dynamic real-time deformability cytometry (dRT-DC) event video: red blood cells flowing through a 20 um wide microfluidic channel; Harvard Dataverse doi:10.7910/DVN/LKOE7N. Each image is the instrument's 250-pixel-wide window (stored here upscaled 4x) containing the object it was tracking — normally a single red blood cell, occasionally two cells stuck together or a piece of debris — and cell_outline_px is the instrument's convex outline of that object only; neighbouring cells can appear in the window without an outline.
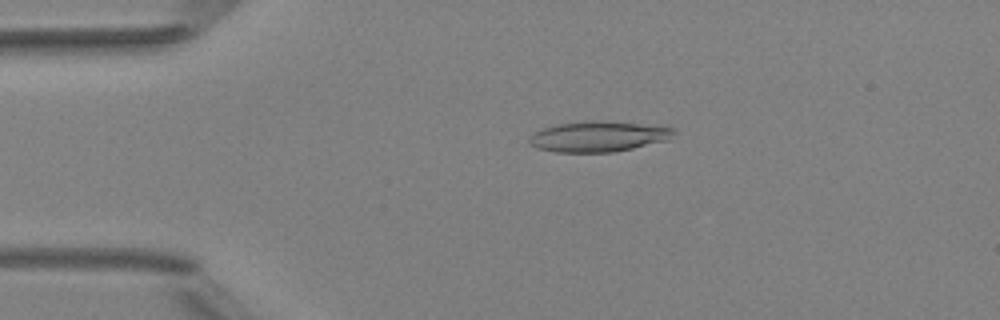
{"species": "Egyptian fruit bat (a non-hibernating species)", "species_latin": "Rousettus aegyptiacus", "temperature_condition": "room temperature", "stored_images_in_passage": 5, "camera_frame_rate_fps": 3000, "um_per_image_px": 0.085, "animal": {"sex": "female"}, "frame": {"image": 1, "passage_image": 3, "time_ms": 2.667, "image_size_px": [1000, 320], "cell_outline_px": [[676, 132], [668, 140], [632, 148], [612, 152], [556, 152], [536, 148], [528, 144], [528, 140], [536, 132], [544, 128], [556, 124], [584, 120], [596, 120], [640, 124], [672, 128]], "centroid_in_image_um": [50.82, 11.6], "position_along_channel_um": 34.2, "area_um2": 25.55}}
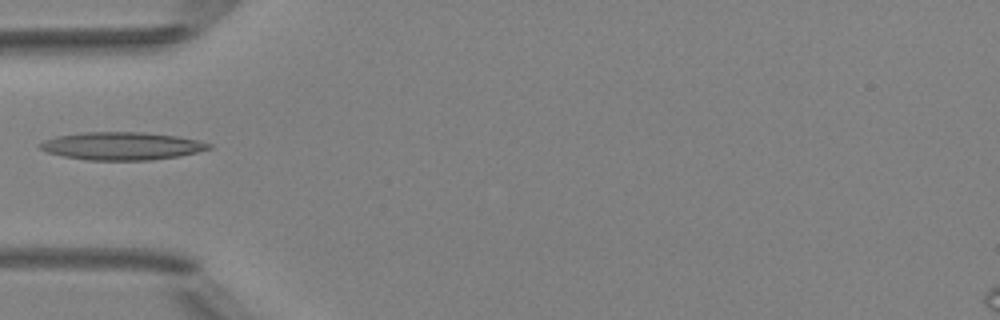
{"frame": {"image": 2, "passage_image": 5, "time_ms": 4.667, "image_size_px": [1000, 320], "cell_outline_px": [[212, 148], [180, 156], [148, 160], [88, 160], [64, 156], [48, 152], [40, 148], [36, 144], [44, 140], [56, 136], [80, 132], [144, 132], [176, 136], [196, 140], [212, 144]], "centroid_in_image_um": [10.32, 12.4], "position_along_channel_um": 74.7, "area_um2": 27.34}}